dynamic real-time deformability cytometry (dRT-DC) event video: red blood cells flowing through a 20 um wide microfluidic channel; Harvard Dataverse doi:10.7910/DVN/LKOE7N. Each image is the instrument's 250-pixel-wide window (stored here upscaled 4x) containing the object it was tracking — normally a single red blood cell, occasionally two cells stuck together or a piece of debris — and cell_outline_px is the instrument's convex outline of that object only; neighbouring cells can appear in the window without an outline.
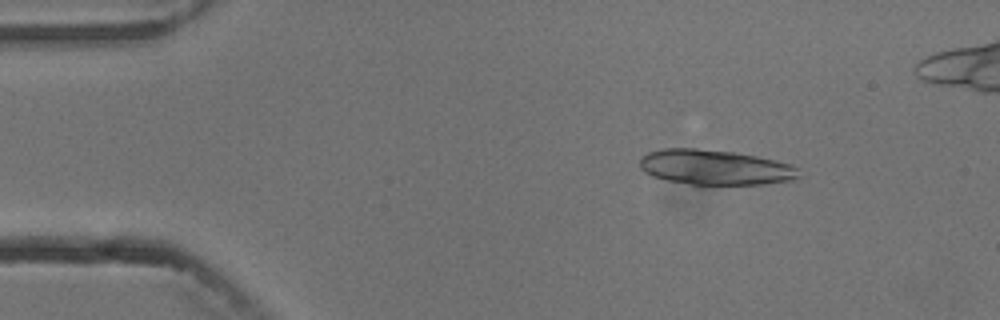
{"species": "common noctule bat (a hibernating species)", "species_latin": "Nyctalus noctula", "temperature_condition": "cold", "stored_images_in_passage": 8, "camera_frame_rate_fps": 3000, "um_per_image_px": 0.085, "animal": {"sex": "male", "body_mass_g": 13.3}, "frame": {"image": 1, "passage_image": 2, "time_ms": 1.333, "image_size_px": [1000, 320], "cell_outline_px": [[804, 176], [796, 180], [764, 184], [700, 188], [652, 176], [644, 172], [640, 168], [640, 160], [648, 152], [664, 148], [696, 148], [736, 152], [756, 156], [788, 164], [800, 168]], "centroid_in_image_um": [60.83, 14.28], "position_along_channel_um": 24.2, "area_um2": 33.93}}
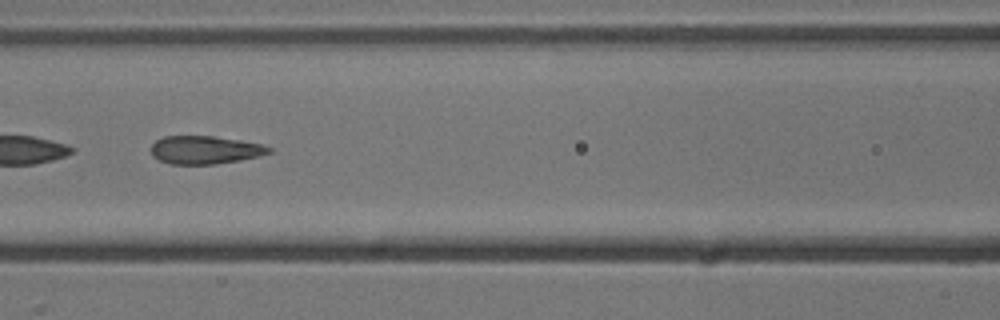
{"frame": {"image": 2, "passage_image": 6, "time_ms": 6.667, "image_size_px": [1000, 320], "cell_outline_px": [[272, 152], [260, 156], [240, 160], [216, 164], [172, 164], [160, 160], [152, 156], [152, 144], [156, 140], [164, 136], [212, 136], [240, 140], [260, 144], [272, 148]], "centroid_in_image_um": [17.43, 12.74], "position_along_channel_um": 149.2, "area_um2": 19.25}}
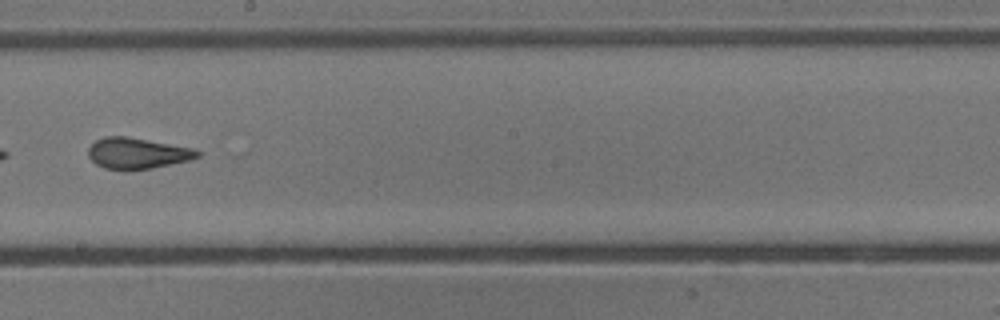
{"frame": {"image": 3, "passage_image": 8, "time_ms": 9.0, "image_size_px": [1000, 320], "cell_outline_px": [[204, 152], [200, 156], [188, 160], [152, 168], [104, 168], [96, 164], [88, 156], [88, 148], [96, 140], [104, 136], [128, 136], [192, 148]], "centroid_in_image_um": [11.68, 13.0], "position_along_channel_um": 236.5, "area_um2": 19.36}}